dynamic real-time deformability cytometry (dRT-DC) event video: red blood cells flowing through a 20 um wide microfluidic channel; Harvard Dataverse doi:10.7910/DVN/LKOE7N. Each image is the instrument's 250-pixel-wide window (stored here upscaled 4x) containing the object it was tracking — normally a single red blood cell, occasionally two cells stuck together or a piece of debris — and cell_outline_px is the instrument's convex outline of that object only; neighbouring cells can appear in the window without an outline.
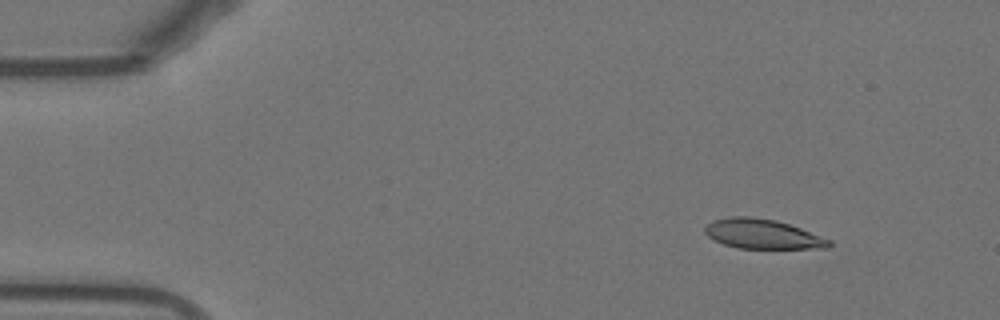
{"species": "Egyptian fruit bat (a non-hibernating species)", "species_latin": "Rousettus aegyptiacus", "temperature_condition": "warm", "stored_images_in_passage": 53, "camera_frame_rate_fps": 3000, "um_per_image_px": 0.085, "animal": {"sex": "female"}, "frame": {"image": 1, "passage_image": 6, "time_ms": 1.667, "image_size_px": [1000, 320], "cell_outline_px": [[832, 244], [828, 248], [736, 248], [724, 244], [708, 236], [704, 232], [704, 228], [712, 220], [728, 216], [752, 216], [776, 220], [800, 228], [832, 240]], "centroid_in_image_um": [64.8, 19.88], "position_along_channel_um": 20.2, "area_um2": 21.44}}
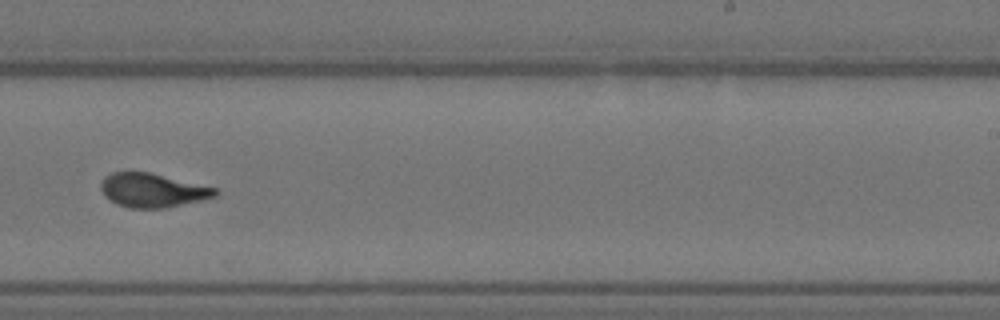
{"frame": {"image": 2, "passage_image": 33, "time_ms": 10.667, "image_size_px": [1000, 320], "cell_outline_px": [[220, 192], [216, 196], [200, 200], [164, 208], [128, 208], [116, 204], [104, 196], [100, 188], [100, 184], [104, 176], [112, 172], [148, 172], [216, 188]], "centroid_in_image_um": [12.92, 16.18], "position_along_channel_um": 276.1, "area_um2": 22.48}}
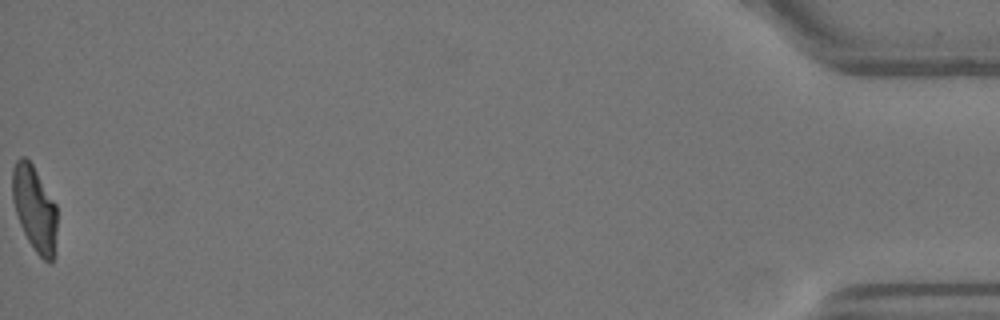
{"frame": {"image": 3, "passage_image": 53, "time_ms": 17.333, "image_size_px": [1000, 320], "cell_outline_px": [[56, 232], [52, 260], [48, 264], [36, 252], [28, 240], [20, 224], [12, 200], [12, 168], [16, 160], [20, 156], [24, 156], [32, 164], [56, 204]], "centroid_in_image_um": [2.91, 17.69], "position_along_channel_um": 432.3, "area_um2": 21.96}, "authors_computed_cell_mechanics": {"area_um2": 22.5998, "velocity_mm_per_s": 3.8365, "shape_relaxation_time_tau1_ms": 6.0448, "shape_relaxation_time_tau2_ms": 1.0648, "deformation_change_tau1": 0.2177, "deformation_change_tau2": 0.0677}}